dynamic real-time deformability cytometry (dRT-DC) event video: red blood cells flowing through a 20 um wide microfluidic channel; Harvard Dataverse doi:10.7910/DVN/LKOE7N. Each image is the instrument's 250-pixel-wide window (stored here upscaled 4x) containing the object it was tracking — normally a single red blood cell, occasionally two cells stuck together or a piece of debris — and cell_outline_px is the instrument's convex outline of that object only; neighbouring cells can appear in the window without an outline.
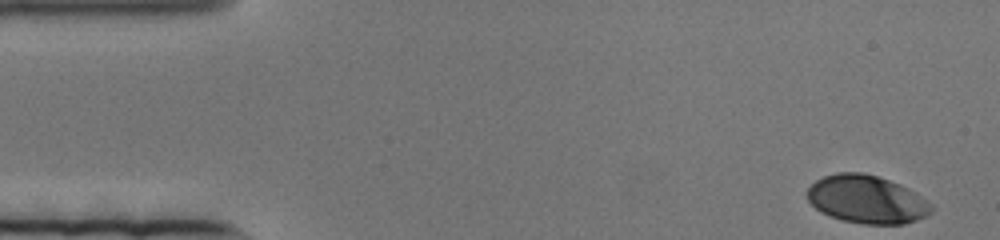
{"species": "human", "species_latin": "Homo sapiens", "temperature_condition": "cold", "stored_images_in_passage": 71, "camera_frame_rate_fps": 3000, "um_per_image_px": 0.085, "donor": {"sex": "female"}, "frame": {"image": 1, "passage_image": 1, "time_ms": 0.0, "image_size_px": [1000, 240], "cell_outline_px": [[932, 212], [916, 220], [904, 224], [864, 224], [844, 220], [832, 216], [816, 208], [808, 200], [804, 192], [816, 180], [824, 176], [836, 172], [864, 172], [900, 184], [908, 188], [932, 204]], "centroid_in_image_um": [73.66, 16.93], "position_along_channel_um": 11.3, "area_um2": 34.56}}
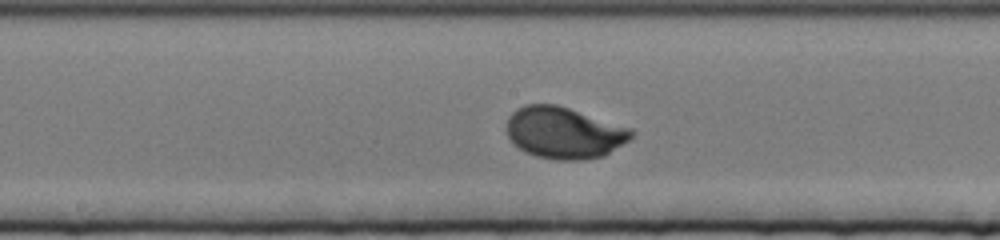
{"frame": {"image": 2, "passage_image": 40, "time_ms": 13.0, "image_size_px": [1000, 240], "cell_outline_px": [[636, 132], [628, 140], [604, 156], [584, 160], [556, 160], [536, 156], [524, 152], [508, 136], [508, 116], [516, 108], [524, 104], [556, 104], [632, 128]], "centroid_in_image_um": [47.96, 11.28], "position_along_channel_um": 200.2, "area_um2": 37.45}}
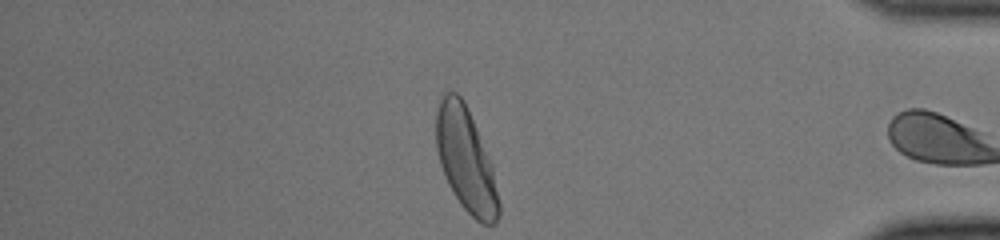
{"frame": {"image": 3, "passage_image": 70, "time_ms": 23.0, "image_size_px": [1000, 240], "cell_outline_px": [[500, 216], [496, 224], [484, 224], [476, 220], [460, 204], [448, 184], [444, 176], [440, 164], [436, 148], [436, 108], [444, 92], [456, 92], [464, 100], [468, 108], [492, 164], [500, 204]], "centroid_in_image_um": [39.6, 13.59], "position_along_channel_um": 395.6, "area_um2": 38.03}}